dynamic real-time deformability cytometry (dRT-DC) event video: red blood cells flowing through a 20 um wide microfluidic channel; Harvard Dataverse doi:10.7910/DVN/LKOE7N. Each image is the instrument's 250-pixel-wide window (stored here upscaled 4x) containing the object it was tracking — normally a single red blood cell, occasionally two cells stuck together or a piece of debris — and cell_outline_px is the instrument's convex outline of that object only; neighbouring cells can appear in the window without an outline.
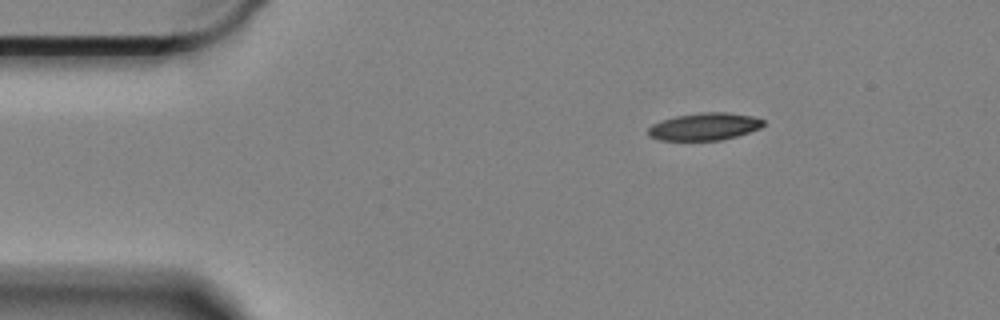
{"species": "Egyptian fruit bat (a non-hibernating species)", "species_latin": "Rousettus aegyptiacus", "temperature_condition": "cold", "stored_images_in_passage": 6, "camera_frame_rate_fps": 3000, "um_per_image_px": 0.085, "animal": {"sex": "female"}, "frame": {"image": 1, "passage_image": 1, "time_ms": 0.0, "image_size_px": [1000, 320], "cell_outline_px": [[764, 124], [760, 128], [736, 136], [720, 140], [660, 140], [648, 136], [648, 128], [652, 124], [660, 120], [676, 116], [704, 112], [724, 112], [752, 116], [764, 120]], "centroid_in_image_um": [59.85, 10.76], "position_along_channel_um": 25.2, "area_um2": 18.26}}